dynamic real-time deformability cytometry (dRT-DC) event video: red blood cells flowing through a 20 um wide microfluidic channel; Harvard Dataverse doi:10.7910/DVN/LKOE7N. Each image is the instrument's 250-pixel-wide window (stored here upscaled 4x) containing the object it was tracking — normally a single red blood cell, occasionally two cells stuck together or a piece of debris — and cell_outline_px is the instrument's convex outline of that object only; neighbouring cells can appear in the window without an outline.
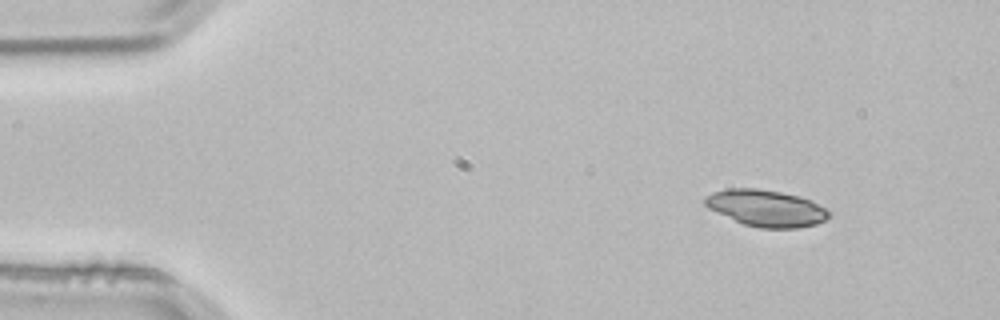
{"species": "common noctule bat (a hibernating species)", "species_latin": "Nyctalus noctula", "temperature_condition": "room temperature", "stored_images_in_passage": 4, "camera_frame_rate_fps": 3000, "um_per_image_px": 0.085, "animal": {"sex": "male", "body_mass_g": 21.5, "forearm_length_mm": 52.0}, "frame": {"image": 1, "passage_image": 1, "time_ms": 0.0, "image_size_px": [1000, 320], "cell_outline_px": [[832, 212], [824, 220], [816, 224], [796, 228], [760, 228], [744, 224], [708, 208], [704, 204], [704, 196], [712, 192], [728, 188], [756, 188], [780, 192], [800, 196]], "centroid_in_image_um": [65.08, 17.68], "position_along_channel_um": 19.9, "area_um2": 26.18}}
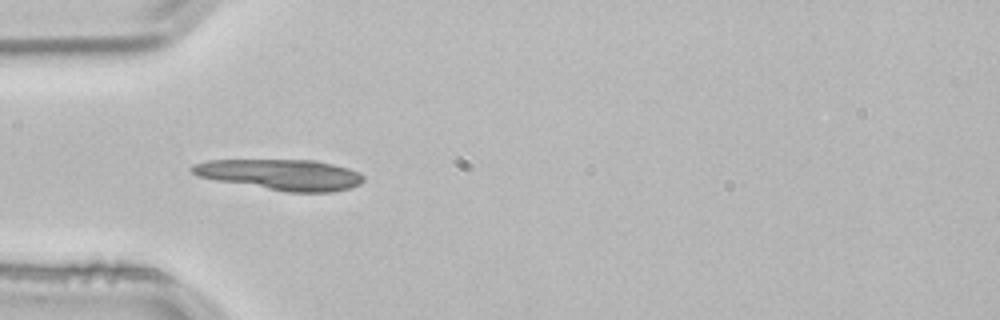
{"frame": {"image": 2, "passage_image": 3, "time_ms": 0.667, "image_size_px": [1000, 320], "cell_outline_px": [[364, 180], [360, 184], [348, 188], [328, 192], [284, 192], [216, 180], [196, 176], [188, 168], [192, 164], [208, 160], [316, 160], [348, 168], [360, 172], [364, 176]], "centroid_in_image_um": [23.84, 14.84], "position_along_channel_um": 61.2, "area_um2": 30.87}}